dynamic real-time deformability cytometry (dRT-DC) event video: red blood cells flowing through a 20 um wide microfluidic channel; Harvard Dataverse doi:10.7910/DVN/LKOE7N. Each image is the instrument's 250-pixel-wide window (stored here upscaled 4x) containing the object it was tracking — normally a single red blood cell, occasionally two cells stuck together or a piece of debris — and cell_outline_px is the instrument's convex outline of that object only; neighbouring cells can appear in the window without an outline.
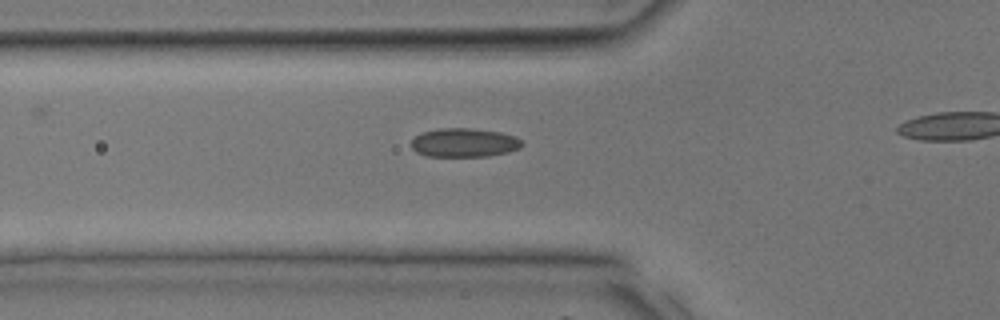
{"species": "common noctule bat (a hibernating species)", "species_latin": "Nyctalus noctula", "temperature_condition": "room temperature", "stored_images_in_passage": 16, "camera_frame_rate_fps": 3000, "um_per_image_px": 0.085, "animal": {"sex": "male", "body_mass_g": 17.9, "forearm_length_mm": 54.2}, "frame": {"image": 1, "passage_image": 10, "time_ms": 3.0, "image_size_px": [1000, 320], "cell_outline_px": [[524, 144], [520, 148], [508, 152], [488, 156], [428, 156], [416, 152], [412, 148], [412, 140], [420, 132], [440, 128], [472, 128], [500, 132], [516, 136], [524, 140]], "centroid_in_image_um": [39.49, 12.12], "position_along_channel_um": 86.3, "area_um2": 18.79}}